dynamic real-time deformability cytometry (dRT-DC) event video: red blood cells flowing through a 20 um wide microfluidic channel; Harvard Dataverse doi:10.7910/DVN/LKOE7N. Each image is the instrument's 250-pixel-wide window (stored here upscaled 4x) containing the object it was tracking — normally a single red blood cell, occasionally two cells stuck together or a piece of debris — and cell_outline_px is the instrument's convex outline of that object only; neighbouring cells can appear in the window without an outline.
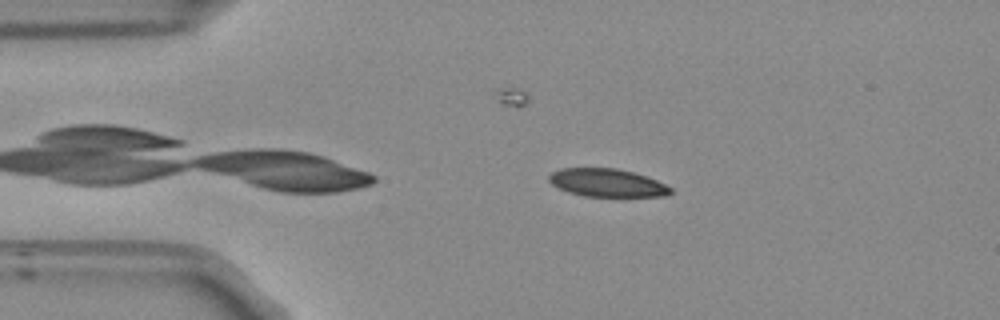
{"species": "Egyptian fruit bat (a non-hibernating species)", "species_latin": "Rousettus aegyptiacus", "temperature_condition": "room temperature", "stored_images_in_passage": 54, "camera_frame_rate_fps": 3000, "um_per_image_px": 0.085, "frame": {"image": 1, "passage_image": 11, "time_ms": 3.333, "image_size_px": [1000, 320], "cell_outline_px": [[672, 192], [668, 196], [584, 196], [568, 192], [552, 184], [548, 180], [548, 176], [552, 172], [560, 168], [616, 168], [632, 172], [656, 180], [672, 188]], "centroid_in_image_um": [51.59, 15.53], "position_along_channel_um": 33.4, "area_um2": 19.71}}
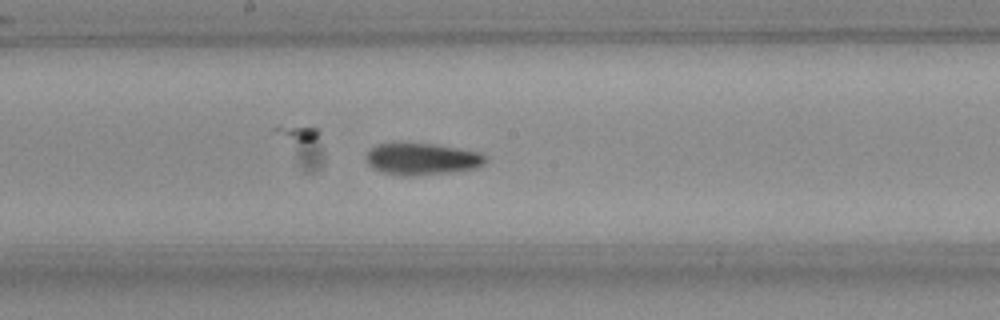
{"frame": {"image": 2, "passage_image": 28, "time_ms": 9.0, "image_size_px": [1000, 320], "cell_outline_px": [[488, 160], [484, 164], [476, 168], [448, 172], [408, 176], [404, 176], [384, 172], [372, 168], [368, 164], [364, 156], [376, 144], [436, 144], [484, 152], [488, 156]], "centroid_in_image_um": [35.93, 13.51], "position_along_channel_um": 212.3, "area_um2": 22.14}}
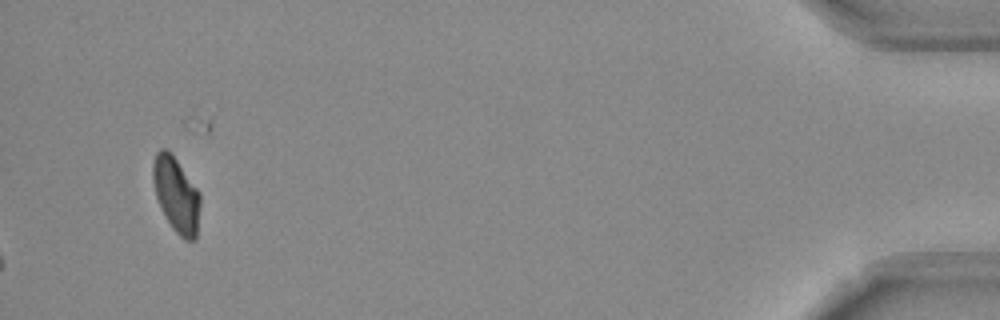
{"frame": {"image": 3, "passage_image": 51, "time_ms": 16.667, "image_size_px": [1000, 320], "cell_outline_px": [[200, 204], [196, 240], [184, 240], [172, 228], [156, 196], [152, 180], [152, 164], [156, 152], [160, 148], [164, 148], [172, 152], [200, 192]], "centroid_in_image_um": [14.98, 16.5], "position_along_channel_um": 420.2, "area_um2": 20.81}}